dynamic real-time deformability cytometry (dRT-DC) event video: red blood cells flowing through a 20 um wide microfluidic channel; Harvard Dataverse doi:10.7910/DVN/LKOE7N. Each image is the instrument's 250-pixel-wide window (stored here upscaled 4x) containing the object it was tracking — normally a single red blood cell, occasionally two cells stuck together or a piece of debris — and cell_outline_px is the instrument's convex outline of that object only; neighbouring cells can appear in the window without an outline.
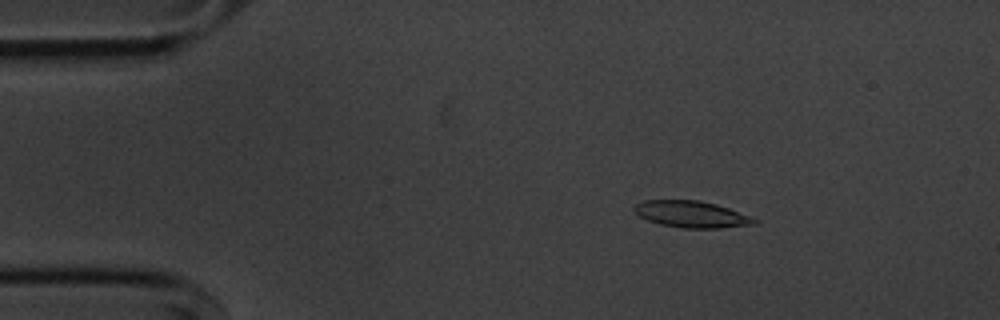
{"species": "common noctule bat (a hibernating species)", "species_latin": "Nyctalus noctula", "temperature_condition": "cold", "stored_images_in_passage": 54, "camera_frame_rate_fps": 3000, "um_per_image_px": 0.085, "animal": {"sex": "male", "body_mass_g": 20.1, "forearm_length_mm": 53.5}, "frame": {"image": 1, "passage_image": 8, "time_ms": 2.333, "image_size_px": [1000, 320], "cell_outline_px": [[760, 220], [756, 224], [720, 228], [684, 228], [660, 224], [648, 220], [640, 216], [632, 208], [636, 204], [644, 200], [696, 200], [716, 204], [728, 208]], "centroid_in_image_um": [58.79, 18.21], "position_along_channel_um": 26.2, "area_um2": 18.5}}
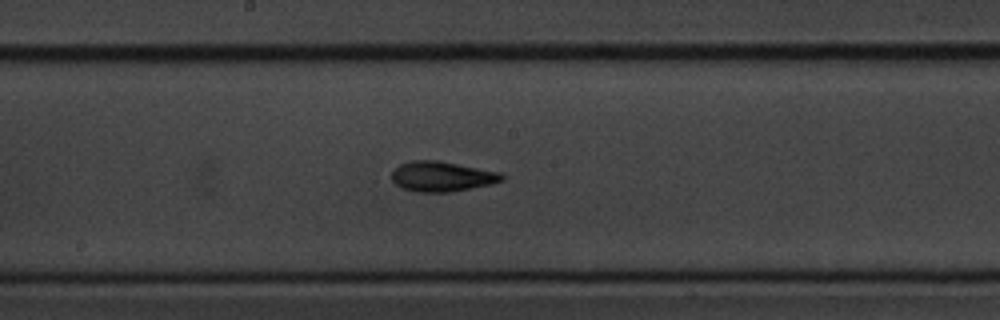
{"frame": {"image": 2, "passage_image": 28, "time_ms": 9.0, "image_size_px": [1000, 320], "cell_outline_px": [[504, 180], [492, 184], [452, 192], [416, 192], [400, 188], [392, 180], [392, 172], [400, 164], [412, 160], [436, 160], [500, 172], [504, 176]], "centroid_in_image_um": [37.55, 15.01], "position_along_channel_um": 210.6, "area_um2": 19.36}}
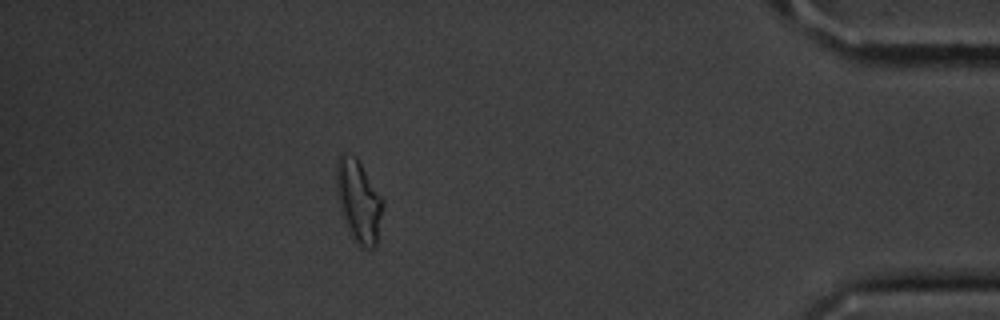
{"frame": {"image": 3, "passage_image": 48, "time_ms": 15.667, "image_size_px": [1000, 320], "cell_outline_px": [[384, 204], [376, 244], [372, 248], [360, 248], [352, 240], [340, 212], [336, 188], [336, 160], [340, 152], [344, 152], [356, 156], [384, 200]], "centroid_in_image_um": [30.46, 17.08], "position_along_channel_um": 404.7, "area_um2": 22.77}, "authors_computed_cell_mechanics": {"area_um2": 18.6694, "velocity_mm_per_s": 3.6229, "shape_relaxation_time_tau1_ms": 2.7473, "shape_relaxation_time_tau2_ms": 3.3843, "deformation_change_tau1": 0.1391, "deformation_change_tau2": 0.0969}}